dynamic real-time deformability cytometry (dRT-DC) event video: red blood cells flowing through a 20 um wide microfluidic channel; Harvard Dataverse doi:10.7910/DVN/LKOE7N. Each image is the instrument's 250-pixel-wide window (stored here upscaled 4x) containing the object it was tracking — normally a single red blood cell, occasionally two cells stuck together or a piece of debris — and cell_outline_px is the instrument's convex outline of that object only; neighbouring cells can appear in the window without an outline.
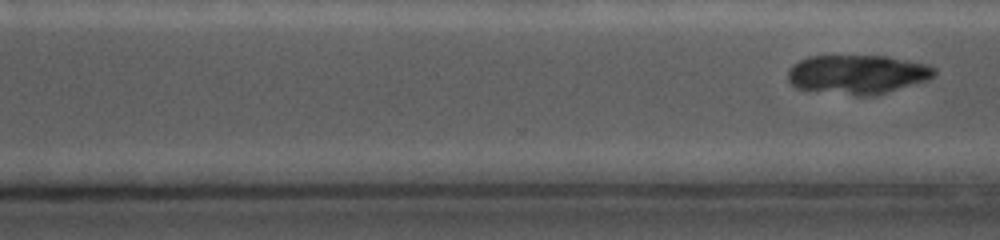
{"species": "common noctule bat (a hibernating species)", "species_latin": "Nyctalus noctula", "temperature_condition": "cold", "stored_images_in_passage": 10, "segment_of_instrument_passage": [2, 2], "camera_frame_rate_fps": 5000, "um_per_image_px": 0.085, "animal": {"sex": "female", "body_mass_g": 19.0, "forearm_length_mm": 56.7}, "frame": {"image": 1, "passage_image": 10, "time_ms": 9.8, "image_size_px": [1000, 240], "cell_outline_px": [[936, 72], [928, 80], [872, 96], [856, 96], [796, 88], [788, 80], [788, 68], [792, 64], [808, 56], [888, 56], [928, 64], [936, 68]], "centroid_in_image_um": [72.87, 6.31], "position_along_channel_um": 297.7, "area_um2": 33.47}}